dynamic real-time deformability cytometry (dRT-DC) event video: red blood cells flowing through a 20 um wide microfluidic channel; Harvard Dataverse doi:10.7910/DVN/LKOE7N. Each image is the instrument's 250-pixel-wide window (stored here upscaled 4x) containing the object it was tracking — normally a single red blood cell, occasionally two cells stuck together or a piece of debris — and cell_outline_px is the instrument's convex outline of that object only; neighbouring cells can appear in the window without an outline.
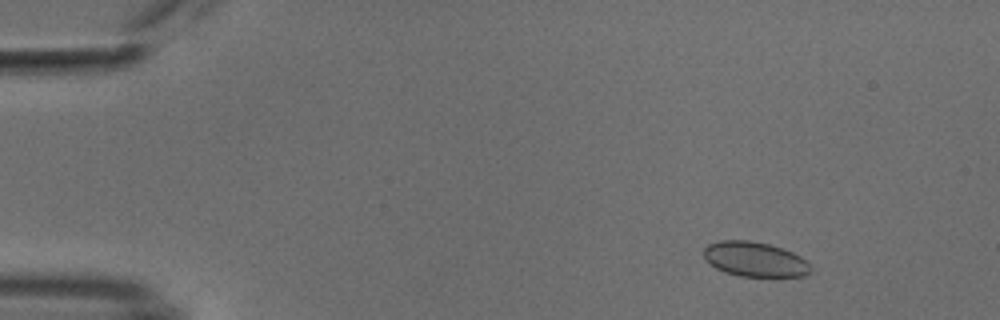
{"species": "common noctule bat (a hibernating species)", "species_latin": "Nyctalus noctula", "temperature_condition": "cold", "stored_images_in_passage": 15, "segment_of_instrument_passage": [1, 2], "camera_frame_rate_fps": 3000, "um_per_image_px": 0.085, "animal": {"sex": "male", "body_mass_g": 18.8}, "frame": {"image": 1, "passage_image": 7, "time_ms": 2.0, "image_size_px": [1000, 320], "cell_outline_px": [[812, 272], [804, 276], [740, 276], [724, 272], [716, 268], [704, 260], [704, 248], [708, 244], [720, 240], [752, 240], [768, 244], [792, 252], [800, 256], [812, 268]], "centroid_in_image_um": [64.13, 22.04], "position_along_channel_um": 20.9, "area_um2": 21.68}}